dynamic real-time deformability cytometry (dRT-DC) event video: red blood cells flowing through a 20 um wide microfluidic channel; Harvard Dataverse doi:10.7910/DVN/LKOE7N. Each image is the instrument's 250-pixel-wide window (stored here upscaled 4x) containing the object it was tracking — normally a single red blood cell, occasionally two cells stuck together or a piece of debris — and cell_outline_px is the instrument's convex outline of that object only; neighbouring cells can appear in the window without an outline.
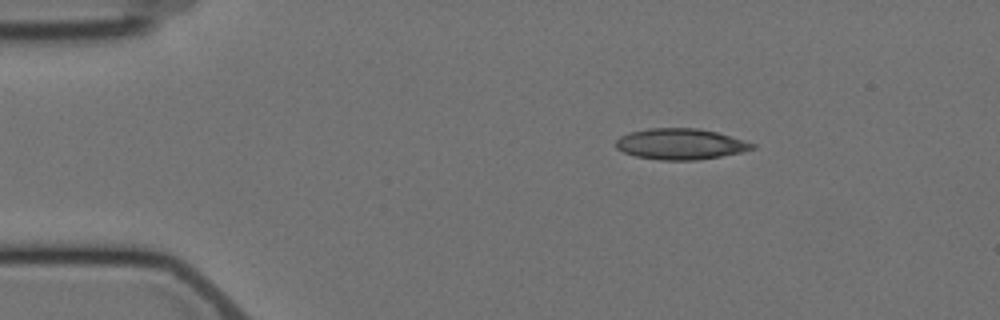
{"species": "Egyptian fruit bat (a non-hibernating species)", "species_latin": "Rousettus aegyptiacus", "temperature_condition": "cold", "stored_images_in_passage": 3, "camera_frame_rate_fps": 3000, "um_per_image_px": 0.085, "animal": {"sex": "female"}, "frame": {"image": 1, "passage_image": 1, "time_ms": 0.0, "image_size_px": [1000, 320], "cell_outline_px": [[756, 148], [740, 152], [720, 156], [696, 160], [660, 160], [636, 156], [624, 152], [616, 148], [616, 140], [620, 136], [628, 132], [648, 128], [696, 128], [716, 132], [756, 144]], "centroid_in_image_um": [57.81, 12.24], "position_along_channel_um": 27.2, "area_um2": 24.45}}
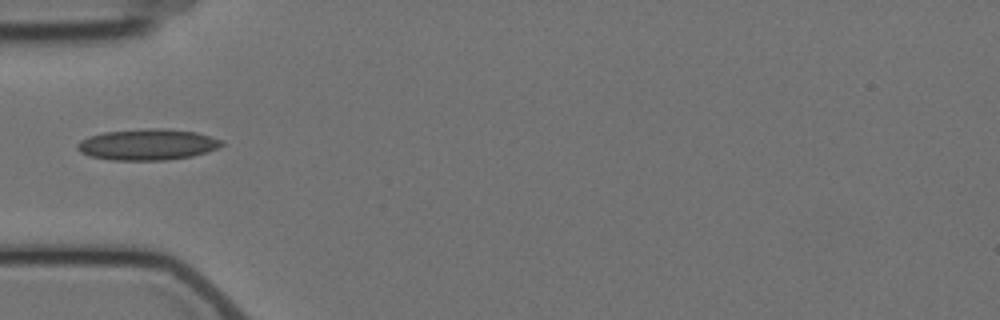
{"frame": {"image": 2, "passage_image": 3, "time_ms": 3.0, "image_size_px": [1000, 320], "cell_outline_px": [[224, 144], [208, 152], [192, 156], [168, 160], [108, 160], [88, 156], [80, 152], [76, 148], [76, 144], [80, 140], [88, 136], [104, 132], [148, 128], [164, 128], [196, 132], [224, 140]], "centroid_in_image_um": [12.52, 12.29], "position_along_channel_um": 72.5, "area_um2": 26.47}}